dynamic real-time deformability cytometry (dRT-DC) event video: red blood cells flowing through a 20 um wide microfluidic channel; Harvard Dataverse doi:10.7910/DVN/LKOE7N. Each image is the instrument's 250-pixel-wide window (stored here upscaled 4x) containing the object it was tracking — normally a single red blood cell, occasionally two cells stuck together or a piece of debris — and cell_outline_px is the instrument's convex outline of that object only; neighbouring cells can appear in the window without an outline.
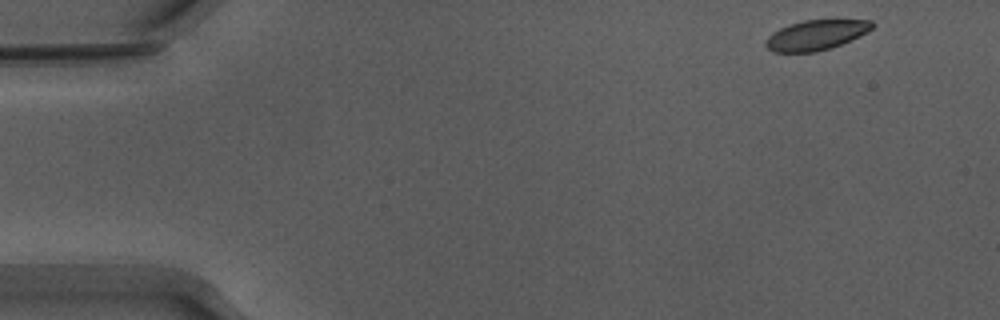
{"species": "Egyptian fruit bat (a non-hibernating species)", "species_latin": "Rousettus aegyptiacus", "temperature_condition": "warm", "stored_images_in_passage": 50, "camera_frame_rate_fps": 3000, "um_per_image_px": 0.085, "animal": {"sex": "male"}, "frame": {"image": 1, "passage_image": 1, "time_ms": 0.0, "image_size_px": [1000, 320], "cell_outline_px": [[876, 24], [868, 32], [840, 44], [816, 52], [772, 52], [764, 44], [764, 40], [772, 32], [788, 24], [804, 20], [872, 20]], "centroid_in_image_um": [69.33, 2.97], "position_along_channel_um": 15.7, "area_um2": 18.61}}
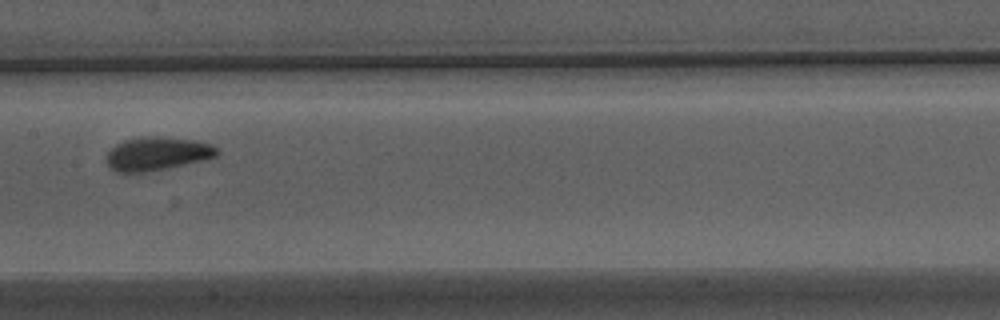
{"frame": {"image": 2, "passage_image": 24, "time_ms": 7.667, "image_size_px": [1000, 320], "cell_outline_px": [[220, 152], [216, 156], [200, 160], [164, 168], [144, 172], [116, 172], [108, 168], [104, 160], [108, 152], [116, 144], [124, 140], [140, 136], [156, 136], [192, 140], [212, 144]], "centroid_in_image_um": [13.27, 13.05], "position_along_channel_um": 194.1, "area_um2": 21.39}}
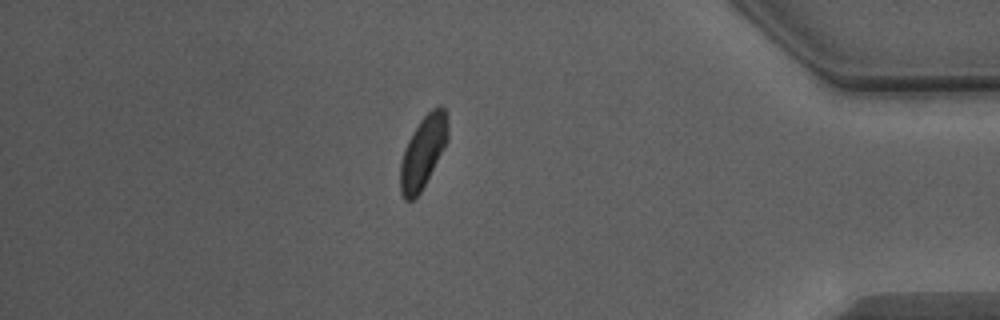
{"frame": {"image": 3, "passage_image": 43, "time_ms": 14.0, "image_size_px": [1000, 320], "cell_outline_px": [[448, 140], [420, 192], [412, 200], [404, 200], [400, 192], [400, 164], [404, 148], [412, 132], [420, 120], [432, 108], [440, 104], [444, 108], [448, 120]], "centroid_in_image_um": [35.95, 12.89], "position_along_channel_um": 399.2, "area_um2": 19.88}, "authors_computed_cell_mechanics": {"area_um2": 20.4612, "velocity_mm_per_s": 3.8466, "shape_relaxation_time_tau1_ms": 2.6502, "shape_relaxation_time_tau2_ms": 1.6114, "deformation_change_tau1": 0.0854, "deformation_change_tau2": 0.0639}}